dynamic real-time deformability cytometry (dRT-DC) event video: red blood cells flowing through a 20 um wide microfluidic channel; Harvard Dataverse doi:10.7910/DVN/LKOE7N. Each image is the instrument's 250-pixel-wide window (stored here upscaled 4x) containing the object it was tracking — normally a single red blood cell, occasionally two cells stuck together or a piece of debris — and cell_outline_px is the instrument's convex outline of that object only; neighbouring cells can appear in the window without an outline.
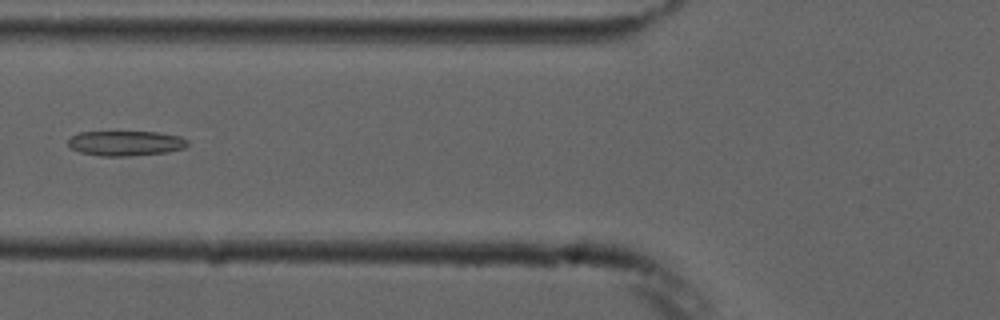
{"species": "common noctule bat (a hibernating species)", "species_latin": "Nyctalus noctula", "temperature_condition": "cold", "stored_images_in_passage": 6, "camera_frame_rate_fps": 3000, "um_per_image_px": 0.085, "animal": {"sex": "male", "forearm_length_mm": 52.5}, "frame": {"image": 1, "passage_image": 5, "time_ms": 5.0, "image_size_px": [1000, 320], "cell_outline_px": [[188, 144], [184, 148], [168, 152], [128, 156], [100, 156], [80, 152], [72, 148], [68, 144], [68, 140], [72, 136], [80, 132], [156, 132], [180, 136], [188, 140]], "centroid_in_image_um": [10.69, 12.18], "position_along_channel_um": 115.1, "area_um2": 17.34}}
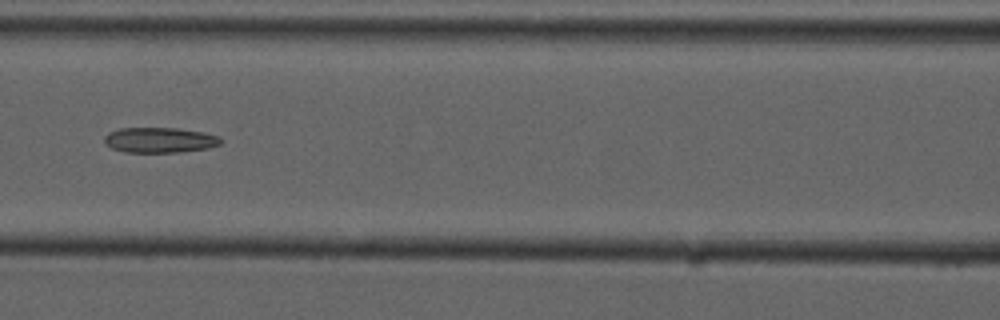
{"frame": {"image": 2, "passage_image": 6, "time_ms": 6.0, "image_size_px": [1000, 320], "cell_outline_px": [[224, 140], [220, 144], [208, 148], [180, 152], [124, 152], [112, 148], [104, 144], [104, 136], [108, 132], [120, 128], [176, 128], [204, 132], [220, 136]], "centroid_in_image_um": [13.58, 11.9], "position_along_channel_um": 153.0, "area_um2": 17.34}}